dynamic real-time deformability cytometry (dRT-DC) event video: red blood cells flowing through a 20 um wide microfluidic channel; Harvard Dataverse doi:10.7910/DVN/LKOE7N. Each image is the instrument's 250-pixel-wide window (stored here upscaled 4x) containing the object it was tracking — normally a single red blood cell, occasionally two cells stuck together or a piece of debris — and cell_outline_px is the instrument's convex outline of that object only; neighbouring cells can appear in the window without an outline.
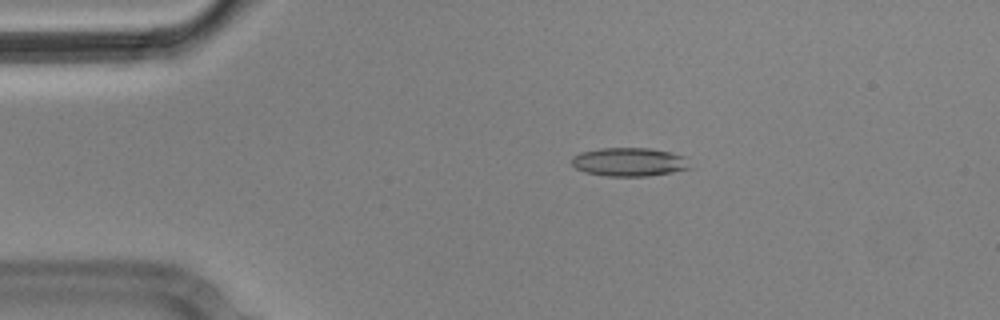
{"species": "Egyptian fruit bat (a non-hibernating species)", "species_latin": "Rousettus aegyptiacus", "temperature_condition": "cold", "stored_images_in_passage": 5, "camera_frame_rate_fps": 3000, "um_per_image_px": 0.085, "animal": {"sex": "male"}, "frame": {"image": 1, "passage_image": 3, "time_ms": 0.667, "image_size_px": [1000, 320], "cell_outline_px": [[692, 168], [672, 172], [648, 176], [604, 176], [584, 172], [576, 168], [572, 164], [572, 156], [580, 152], [600, 148], [648, 148], [668, 152], [684, 156]], "centroid_in_image_um": [53.46, 13.77], "position_along_channel_um": 31.5, "area_um2": 19.71}}